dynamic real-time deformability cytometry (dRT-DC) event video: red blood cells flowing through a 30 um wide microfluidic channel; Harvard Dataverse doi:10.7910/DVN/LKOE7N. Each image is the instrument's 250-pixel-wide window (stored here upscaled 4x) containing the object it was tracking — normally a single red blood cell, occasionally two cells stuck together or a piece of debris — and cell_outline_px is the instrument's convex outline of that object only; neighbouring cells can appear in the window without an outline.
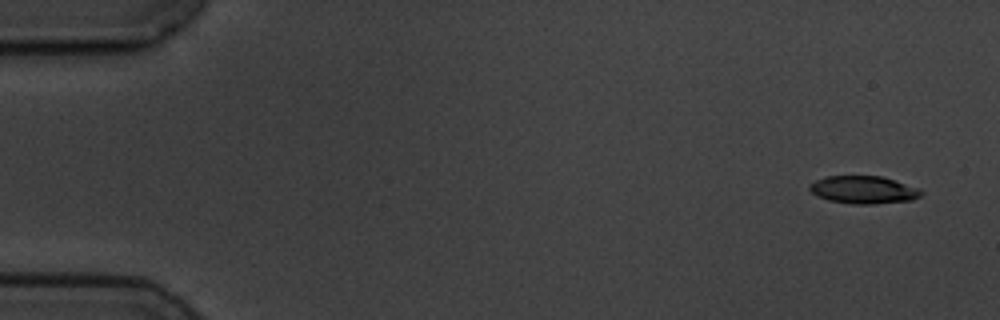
{"species": "common noctule bat (a hibernating species)", "species_latin": "Nyctalus noctula", "temperature_condition": "cold", "stored_images_in_passage": 5, "segment_of_instrument_passage": [1, 2], "camera_frame_rate_fps": 3000, "um_per_image_px": 0.085, "animal": {"sex": "male", "body_mass_g": 19.5, "forearm_length_mm": 54.6}, "frame": {"image": 1, "passage_image": 1, "time_ms": 0.0, "image_size_px": [1000, 320], "cell_outline_px": [[924, 192], [920, 196], [912, 200], [872, 204], [852, 204], [828, 200], [816, 196], [808, 188], [808, 184], [824, 176], [880, 176], [920, 188]], "centroid_in_image_um": [73.37, 16.13], "position_along_channel_um": 11.6, "area_um2": 18.09}}
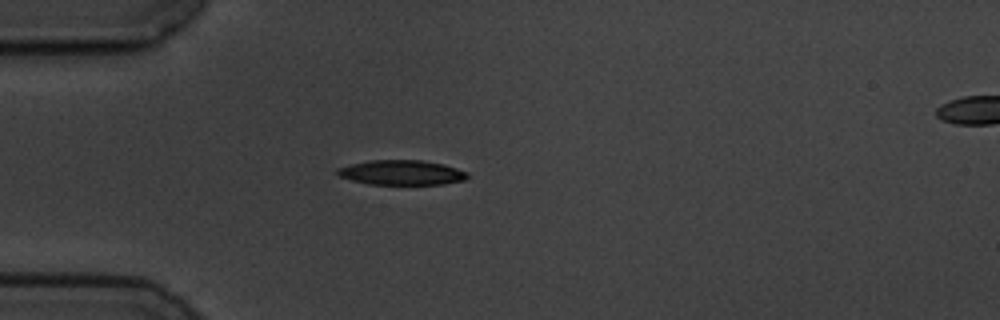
{"frame": {"image": 2, "passage_image": 4, "time_ms": 4.333, "image_size_px": [1000, 320], "cell_outline_px": [[468, 176], [464, 180], [444, 184], [368, 184], [352, 180], [340, 176], [336, 172], [336, 168], [352, 164], [372, 160], [420, 160], [444, 164], [468, 172]], "centroid_in_image_um": [34.15, 14.66], "position_along_channel_um": 50.9, "area_um2": 18.67}}